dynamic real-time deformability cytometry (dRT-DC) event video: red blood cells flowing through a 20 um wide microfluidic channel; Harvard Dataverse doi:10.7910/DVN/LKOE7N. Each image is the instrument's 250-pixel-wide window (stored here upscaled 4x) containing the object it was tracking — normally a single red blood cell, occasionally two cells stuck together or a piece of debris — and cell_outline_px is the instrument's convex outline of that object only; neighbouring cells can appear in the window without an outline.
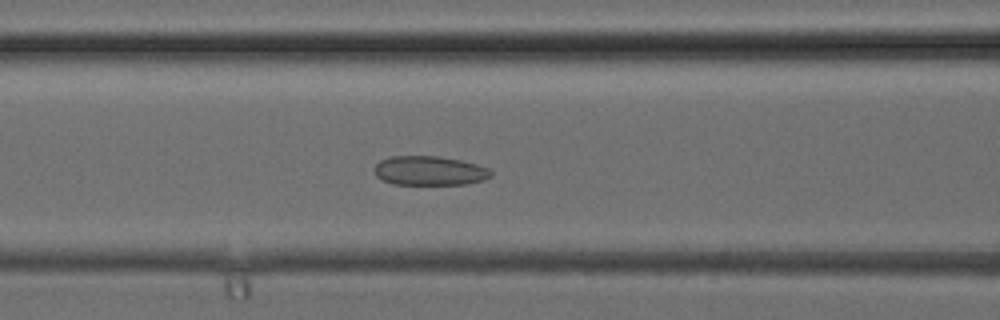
{"species": "common noctule bat (a hibernating species)", "species_latin": "Nyctalus noctula", "temperature_condition": "cold", "stored_images_in_passage": 38, "camera_frame_rate_fps": 3000, "um_per_image_px": 0.085, "animal": {"sex": "female", "body_mass_g": 24.6, "forearm_length_mm": 56.2}, "frame": {"image": 1, "passage_image": 16, "time_ms": 5.0, "image_size_px": [1000, 320], "cell_outline_px": [[492, 176], [484, 180], [468, 184], [392, 184], [376, 176], [372, 168], [380, 160], [392, 156], [440, 156], [460, 160], [476, 164], [488, 168], [492, 172]], "centroid_in_image_um": [36.5, 14.51], "position_along_channel_um": 130.1, "area_um2": 20.0}}
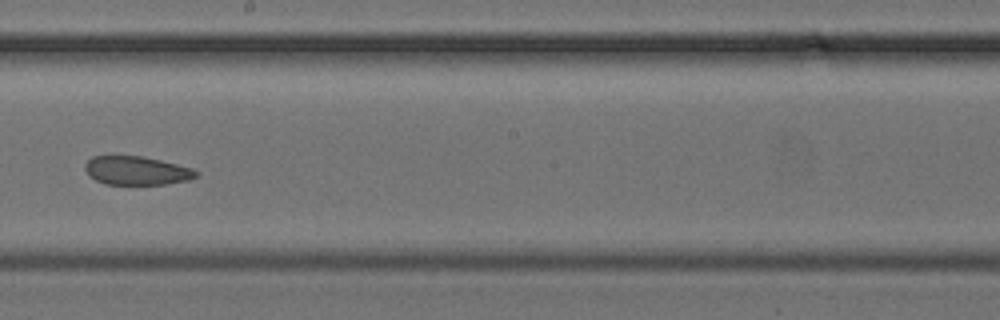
{"frame": {"image": 2, "passage_image": 22, "time_ms": 7.0, "image_size_px": [1000, 320], "cell_outline_px": [[200, 176], [188, 180], [164, 184], [104, 184], [88, 176], [84, 168], [84, 164], [92, 156], [144, 156], [192, 168], [200, 172]], "centroid_in_image_um": [11.61, 14.5], "position_along_channel_um": 236.6, "area_um2": 18.67}}
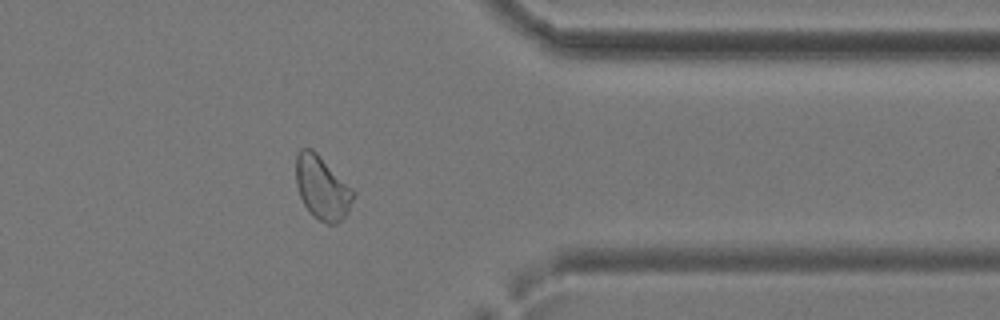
{"frame": {"image": 3, "passage_image": 31, "time_ms": 10.0, "image_size_px": [1000, 320], "cell_outline_px": [[356, 196], [348, 212], [336, 224], [328, 224], [312, 216], [304, 204], [300, 196], [296, 184], [296, 156], [300, 148], [312, 148], [356, 192]], "centroid_in_image_um": [27.39, 15.96], "position_along_channel_um": 384.0, "area_um2": 21.21}}